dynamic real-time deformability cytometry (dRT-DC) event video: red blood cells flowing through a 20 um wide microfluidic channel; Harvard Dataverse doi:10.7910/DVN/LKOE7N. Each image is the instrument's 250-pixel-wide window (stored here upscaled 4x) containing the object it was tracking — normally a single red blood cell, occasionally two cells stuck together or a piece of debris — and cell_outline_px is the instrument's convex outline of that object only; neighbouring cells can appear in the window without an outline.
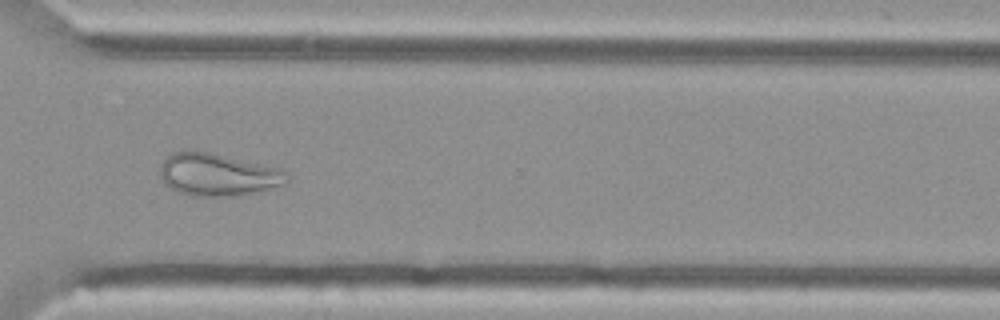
{"species": "Egyptian fruit bat (a non-hibernating species)", "species_latin": "Rousettus aegyptiacus", "temperature_condition": "cold", "stored_images_in_passage": 53, "camera_frame_rate_fps": 3000, "um_per_image_px": 0.085, "animal": {"sex": "female"}, "frame": {"image": 1, "passage_image": 39, "time_ms": 12.667, "image_size_px": [1000, 320], "cell_outline_px": [[288, 180], [284, 184], [260, 192], [236, 196], [188, 196], [176, 192], [168, 188], [164, 184], [160, 176], [160, 168], [164, 160], [172, 152], [208, 152], [284, 168], [288, 176]], "centroid_in_image_um": [18.54, 14.87], "position_along_channel_um": 352.1, "area_um2": 31.73}}
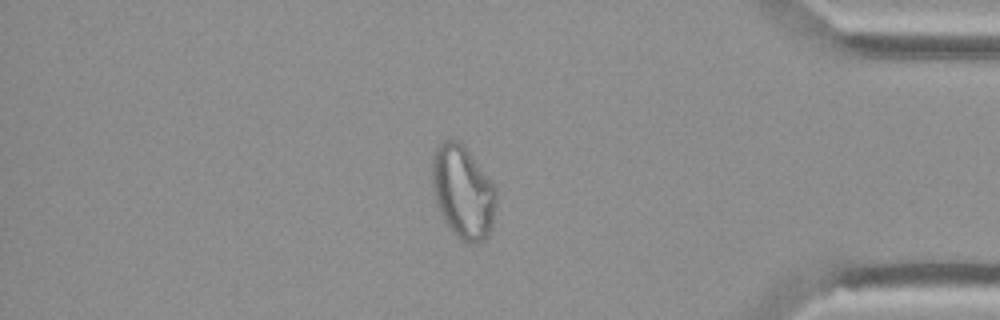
{"frame": {"image": 2, "passage_image": 45, "time_ms": 14.667, "image_size_px": [1000, 320], "cell_outline_px": [[496, 200], [492, 224], [488, 236], [484, 240], [476, 244], [468, 244], [460, 240], [448, 228], [440, 212], [436, 200], [432, 184], [432, 152], [448, 136], [460, 140], [464, 144], [496, 188]], "centroid_in_image_um": [39.33, 16.3], "position_along_channel_um": 395.9, "area_um2": 35.14}}